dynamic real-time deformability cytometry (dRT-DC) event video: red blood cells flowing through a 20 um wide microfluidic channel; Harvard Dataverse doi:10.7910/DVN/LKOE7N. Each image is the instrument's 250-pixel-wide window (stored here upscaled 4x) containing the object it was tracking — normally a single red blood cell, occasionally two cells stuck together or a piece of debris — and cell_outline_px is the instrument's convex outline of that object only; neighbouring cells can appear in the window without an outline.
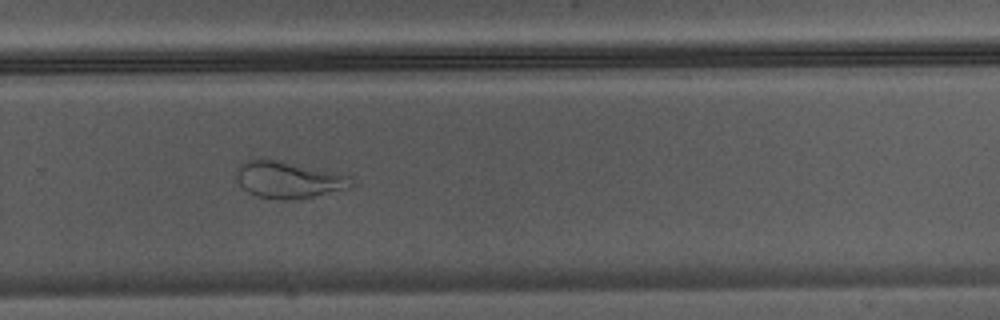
{"species": "Egyptian fruit bat (a non-hibernating species)", "species_latin": "Rousettus aegyptiacus", "temperature_condition": "warm", "stored_images_in_passage": 35, "camera_frame_rate_fps": 3000, "um_per_image_px": 0.085, "animal": {"sex": "male"}, "frame": {"image": 1, "passage_image": 20, "time_ms": 6.333, "image_size_px": [1000, 320], "cell_outline_px": [[356, 184], [352, 188], [312, 196], [284, 200], [256, 196], [248, 192], [236, 180], [236, 172], [244, 160], [260, 156], [268, 156], [348, 176]], "centroid_in_image_um": [24.47, 15.23], "position_along_channel_um": 305.3, "area_um2": 25.09}}